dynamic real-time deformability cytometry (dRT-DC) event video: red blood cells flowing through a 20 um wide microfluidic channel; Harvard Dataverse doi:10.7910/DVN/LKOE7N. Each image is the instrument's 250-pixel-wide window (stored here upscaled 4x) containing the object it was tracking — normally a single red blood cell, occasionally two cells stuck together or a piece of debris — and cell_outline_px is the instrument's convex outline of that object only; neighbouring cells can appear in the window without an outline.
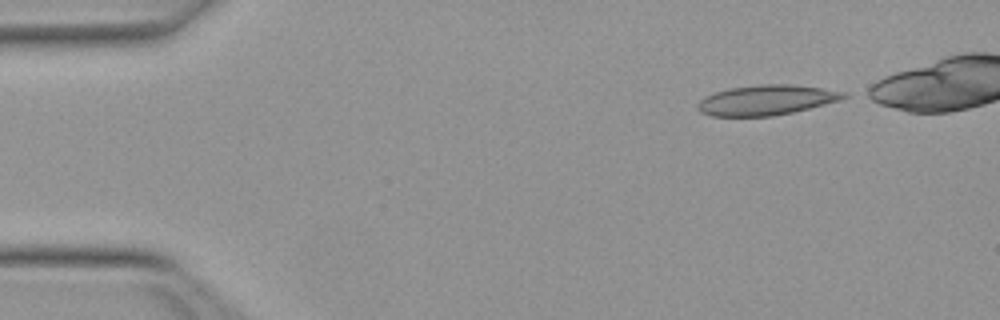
{"species": "Egyptian fruit bat (a non-hibernating species)", "species_latin": "Rousettus aegyptiacus", "temperature_condition": "warm", "stored_images_in_passage": 39, "camera_frame_rate_fps": 3000, "um_per_image_px": 0.085, "animal": {"sex": "female"}, "frame": {"image": 1, "passage_image": 1, "time_ms": 0.0, "image_size_px": [1000, 320], "cell_outline_px": [[848, 96], [840, 100], [792, 112], [772, 116], [712, 116], [700, 112], [696, 104], [704, 96], [728, 88], [760, 84], [788, 84], [820, 88], [848, 92]], "centroid_in_image_um": [65.12, 8.5], "position_along_channel_um": 19.9, "area_um2": 25.49}}
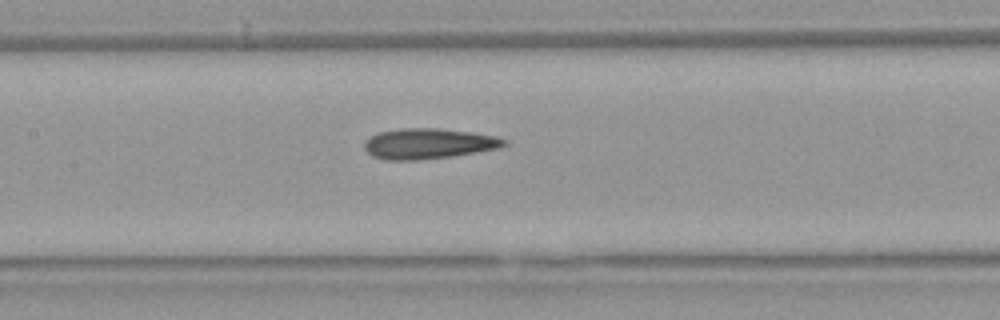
{"frame": {"image": 2, "passage_image": 19, "time_ms": 6.0, "image_size_px": [1000, 320], "cell_outline_px": [[508, 144], [496, 148], [452, 156], [416, 160], [384, 160], [372, 156], [364, 148], [364, 144], [372, 136], [380, 132], [400, 128], [436, 128], [468, 132], [496, 136], [508, 140]], "centroid_in_image_um": [36.41, 12.21], "position_along_channel_um": 171.0, "area_um2": 24.51}}
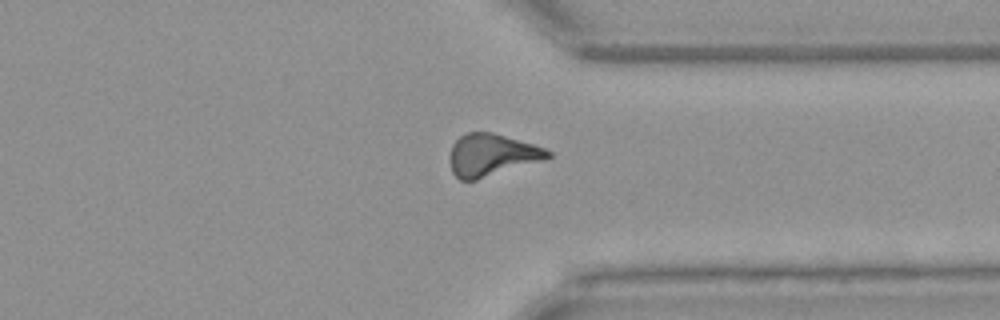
{"frame": {"image": 3, "passage_image": 34, "time_ms": 11.0, "image_size_px": [1000, 320], "cell_outline_px": [[552, 156], [544, 160], [476, 180], [460, 180], [452, 172], [448, 160], [448, 156], [452, 144], [460, 136], [468, 132], [492, 132], [532, 144], [544, 148], [552, 152]], "centroid_in_image_um": [41.75, 13.18], "position_along_channel_um": 369.6, "area_um2": 24.16}}